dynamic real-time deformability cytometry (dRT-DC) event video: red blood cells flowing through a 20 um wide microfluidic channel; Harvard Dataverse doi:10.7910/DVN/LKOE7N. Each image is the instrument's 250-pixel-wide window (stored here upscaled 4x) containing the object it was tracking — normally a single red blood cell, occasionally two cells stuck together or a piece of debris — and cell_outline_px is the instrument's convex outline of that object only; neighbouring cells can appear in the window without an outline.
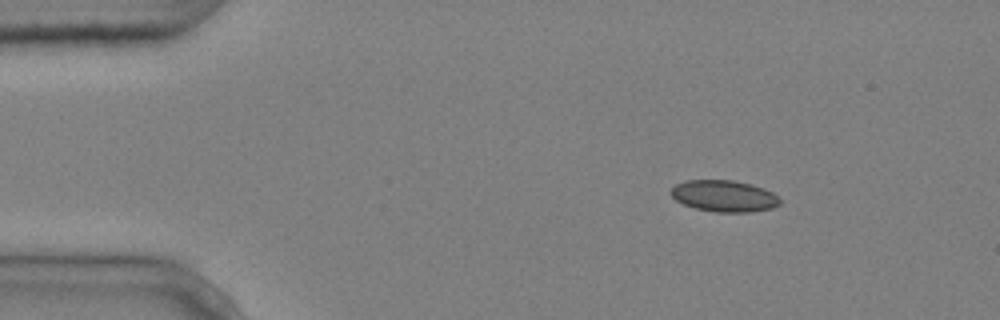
{"species": "common noctule bat (a hibernating species)", "species_latin": "Nyctalus noctula", "temperature_condition": "cold", "stored_images_in_passage": 4, "camera_frame_rate_fps": 3000, "um_per_image_px": 0.085, "animal": {"sex": "male", "body_mass_g": 20.4}, "frame": {"image": 1, "passage_image": 2, "time_ms": 0.333, "image_size_px": [1000, 320], "cell_outline_px": [[780, 204], [772, 208], [752, 212], [716, 212], [696, 208], [684, 204], [676, 200], [668, 192], [676, 184], [684, 180], [732, 180], [752, 184], [764, 188], [772, 192], [780, 200]], "centroid_in_image_um": [61.54, 16.65], "position_along_channel_um": 23.5, "area_um2": 20.06}}